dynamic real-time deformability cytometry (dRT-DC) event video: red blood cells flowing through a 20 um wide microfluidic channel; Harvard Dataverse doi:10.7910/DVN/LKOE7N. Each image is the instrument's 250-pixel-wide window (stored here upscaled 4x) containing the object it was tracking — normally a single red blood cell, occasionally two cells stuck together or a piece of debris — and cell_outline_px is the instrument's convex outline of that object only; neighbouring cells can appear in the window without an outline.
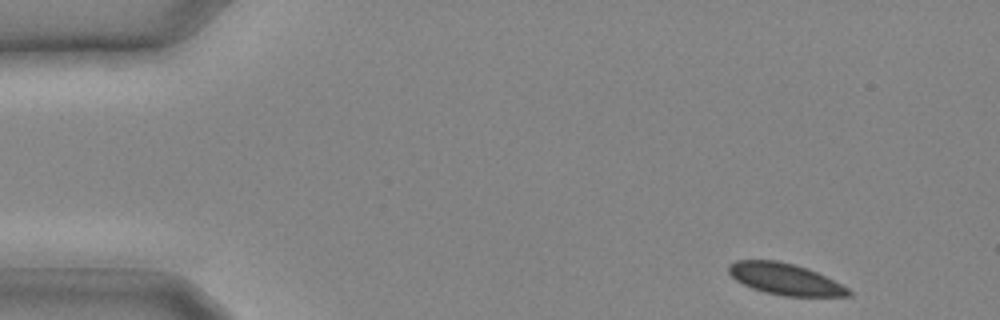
{"species": "common noctule bat (a hibernating species)", "species_latin": "Nyctalus noctula", "temperature_condition": "cold", "stored_images_in_passage": 10, "camera_frame_rate_fps": 3000, "um_per_image_px": 0.085, "animal": {"sex": "male", "body_mass_g": 20.4}, "frame": {"image": 1, "passage_image": 1, "time_ms": 0.0, "image_size_px": [1000, 320], "cell_outline_px": [[852, 296], [784, 296], [764, 292], [752, 288], [736, 280], [728, 272], [728, 264], [736, 260], [776, 260], [808, 268], [848, 288], [852, 292]], "centroid_in_image_um": [66.71, 23.72], "position_along_channel_um": 18.3, "area_um2": 21.79}}
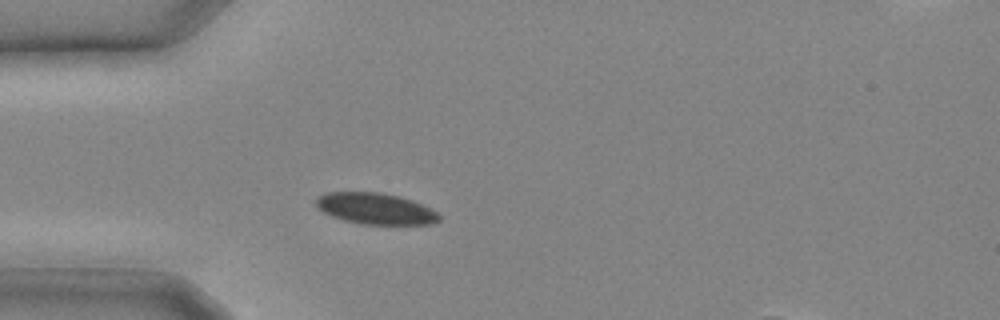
{"frame": {"image": 2, "passage_image": 6, "time_ms": 1.667, "image_size_px": [1000, 320], "cell_outline_px": [[440, 220], [432, 224], [364, 224], [344, 220], [332, 216], [324, 212], [316, 204], [316, 196], [324, 192], [380, 192], [400, 196], [412, 200], [432, 208], [440, 216]], "centroid_in_image_um": [31.93, 17.72], "position_along_channel_um": 53.1, "area_um2": 22.43}}
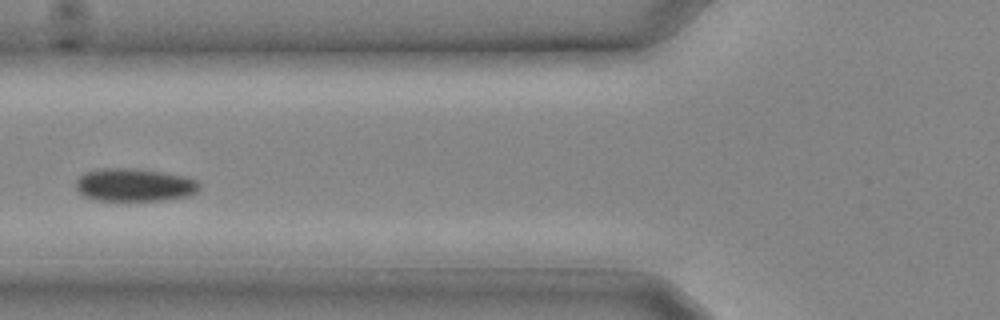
{"frame": {"image": 3, "passage_image": 9, "time_ms": 2.667, "image_size_px": [1000, 320], "cell_outline_px": [[200, 188], [196, 192], [188, 196], [164, 200], [96, 200], [84, 196], [76, 188], [76, 180], [84, 172], [104, 168], [132, 168], [164, 172], [188, 176], [196, 180], [200, 184]], "centroid_in_image_um": [11.45, 15.71], "position_along_channel_um": 114.3, "area_um2": 23.81}}